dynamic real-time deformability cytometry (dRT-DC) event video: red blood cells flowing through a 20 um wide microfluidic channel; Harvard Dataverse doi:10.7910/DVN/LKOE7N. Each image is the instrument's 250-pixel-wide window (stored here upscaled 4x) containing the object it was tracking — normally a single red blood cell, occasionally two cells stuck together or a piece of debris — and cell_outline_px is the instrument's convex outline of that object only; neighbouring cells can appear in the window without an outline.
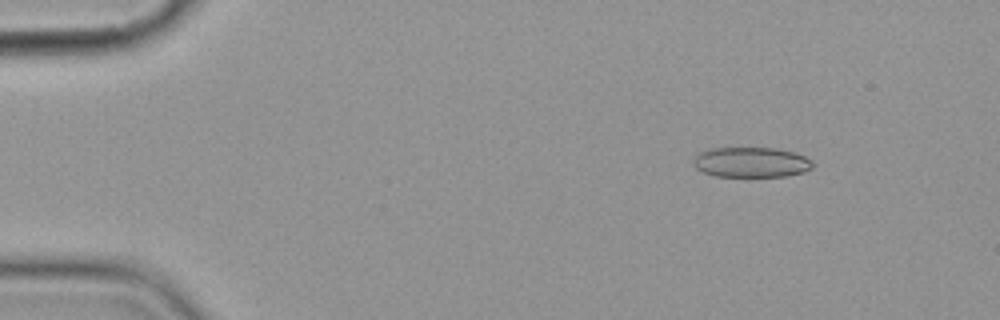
{"species": "common noctule bat (a hibernating species)", "species_latin": "Nyctalus noctula", "temperature_condition": "cold", "stored_images_in_passage": 8, "camera_frame_rate_fps": 3000, "um_per_image_px": 0.085, "animal": {"sex": "female", "body_mass_g": 19.9}, "frame": {"image": 1, "passage_image": 2, "time_ms": 1.0, "image_size_px": [1000, 320], "cell_outline_px": [[812, 168], [804, 172], [788, 176], [712, 176], [696, 168], [692, 164], [692, 160], [696, 152], [712, 148], [776, 148], [792, 152], [804, 156], [812, 160]], "centroid_in_image_um": [63.8, 13.79], "position_along_channel_um": 21.2, "area_um2": 21.15}}
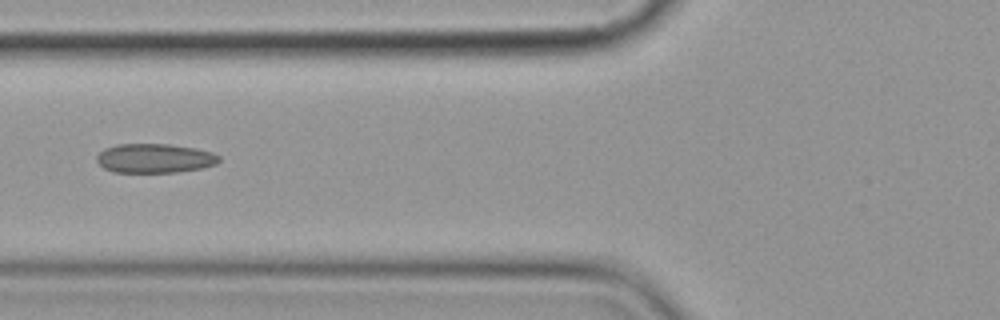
{"frame": {"image": 2, "passage_image": 6, "time_ms": 6.0, "image_size_px": [1000, 320], "cell_outline_px": [[220, 160], [216, 164], [200, 168], [176, 172], [112, 172], [104, 168], [96, 160], [96, 156], [104, 148], [116, 144], [168, 144], [196, 148], [212, 152], [220, 156]], "centroid_in_image_um": [13.13, 13.45], "position_along_channel_um": 112.7, "area_um2": 20.87}}
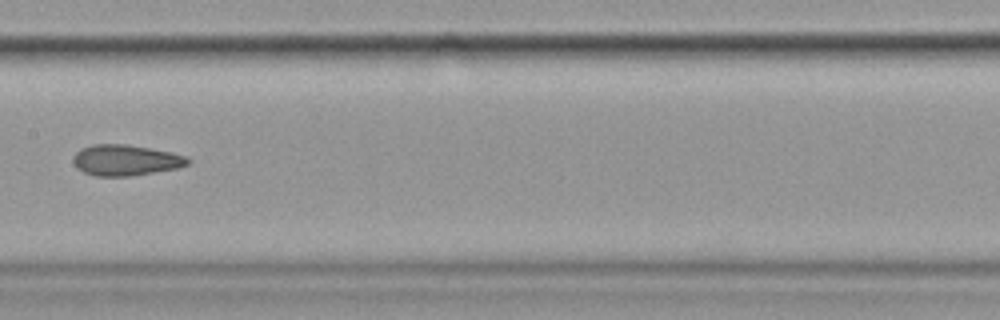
{"frame": {"image": 3, "passage_image": 8, "time_ms": 8.333, "image_size_px": [1000, 320], "cell_outline_px": [[192, 160], [188, 164], [180, 168], [128, 176], [96, 176], [84, 172], [76, 168], [72, 160], [72, 156], [80, 148], [92, 144], [128, 144], [172, 152], [184, 156]], "centroid_in_image_um": [10.66, 13.61], "position_along_channel_um": 196.7, "area_um2": 20.81}}